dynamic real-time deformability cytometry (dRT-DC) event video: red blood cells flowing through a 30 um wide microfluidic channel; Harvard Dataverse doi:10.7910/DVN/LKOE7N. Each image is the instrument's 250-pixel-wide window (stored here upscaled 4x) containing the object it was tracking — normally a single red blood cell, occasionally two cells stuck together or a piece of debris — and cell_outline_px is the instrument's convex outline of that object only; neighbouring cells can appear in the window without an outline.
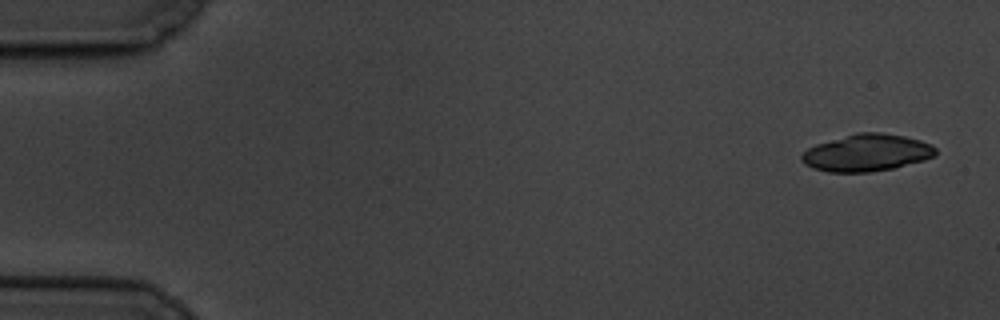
{"species": "common noctule bat (a hibernating species)", "species_latin": "Nyctalus noctula", "temperature_condition": "cold", "stored_images_in_passage": 4, "camera_frame_rate_fps": 3000, "um_per_image_px": 0.085, "animal": {"sex": "male", "body_mass_g": 19.5, "forearm_length_mm": 54.6}, "frame": {"image": 1, "passage_image": 1, "time_ms": 0.0, "image_size_px": [1000, 320], "cell_outline_px": [[936, 156], [924, 160], [892, 168], [872, 172], [828, 172], [812, 168], [804, 164], [800, 160], [800, 156], [808, 148], [816, 144], [856, 132], [880, 132], [904, 136], [920, 140], [932, 144], [936, 148]], "centroid_in_image_um": [73.67, 12.98], "position_along_channel_um": 11.3, "area_um2": 29.07}}
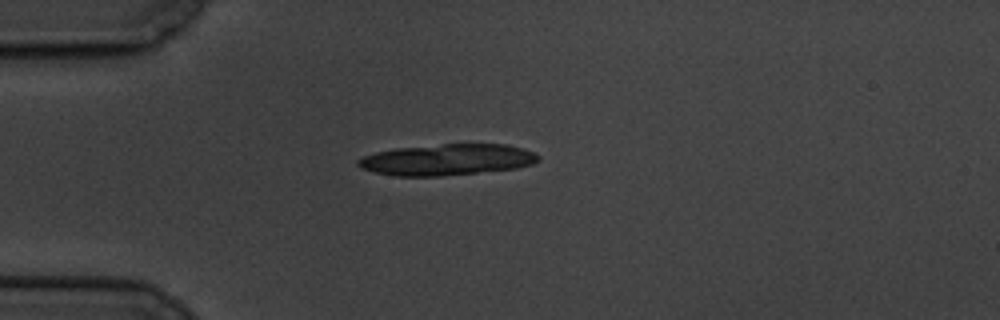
{"frame": {"image": 2, "passage_image": 4, "time_ms": 4.333, "image_size_px": [1000, 320], "cell_outline_px": [[540, 160], [532, 164], [516, 168], [440, 176], [396, 176], [376, 172], [360, 168], [356, 164], [356, 160], [364, 156], [376, 152], [396, 148], [444, 144], [508, 144], [532, 152], [540, 156]], "centroid_in_image_um": [37.98, 13.57], "position_along_channel_um": 47.0, "area_um2": 32.6}}